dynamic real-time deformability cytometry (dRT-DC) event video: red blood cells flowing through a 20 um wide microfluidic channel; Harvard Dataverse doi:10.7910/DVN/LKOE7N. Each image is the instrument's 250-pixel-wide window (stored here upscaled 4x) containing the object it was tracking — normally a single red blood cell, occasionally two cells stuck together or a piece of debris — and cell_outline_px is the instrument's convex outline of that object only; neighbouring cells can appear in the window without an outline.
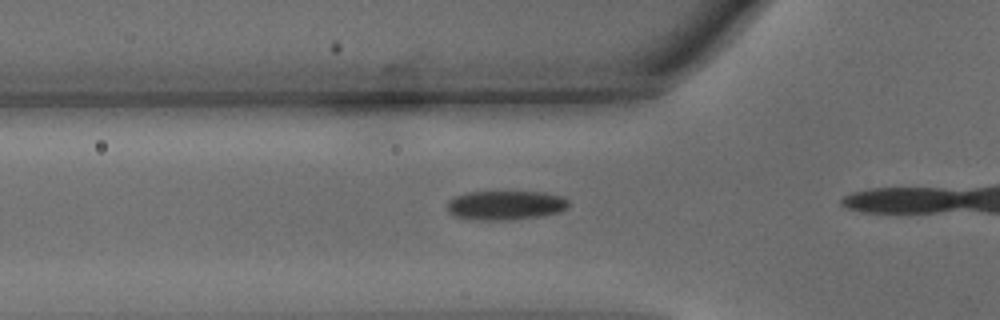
{"species": "common noctule bat (a hibernating species)", "species_latin": "Nyctalus noctula", "temperature_condition": "warm", "stored_images_in_passage": 15, "camera_frame_rate_fps": 3000, "um_per_image_px": 0.085, "animal": {"sex": "male", "body_mass_g": 15.6}, "frame": {"image": 1, "passage_image": 11, "time_ms": 3.333, "image_size_px": [1000, 320], "cell_outline_px": [[568, 208], [560, 212], [540, 216], [508, 220], [472, 220], [456, 216], [448, 212], [448, 200], [456, 196], [468, 192], [544, 192], [564, 196], [568, 200]], "centroid_in_image_um": [42.99, 17.45], "position_along_channel_um": 82.8, "area_um2": 20.81}}